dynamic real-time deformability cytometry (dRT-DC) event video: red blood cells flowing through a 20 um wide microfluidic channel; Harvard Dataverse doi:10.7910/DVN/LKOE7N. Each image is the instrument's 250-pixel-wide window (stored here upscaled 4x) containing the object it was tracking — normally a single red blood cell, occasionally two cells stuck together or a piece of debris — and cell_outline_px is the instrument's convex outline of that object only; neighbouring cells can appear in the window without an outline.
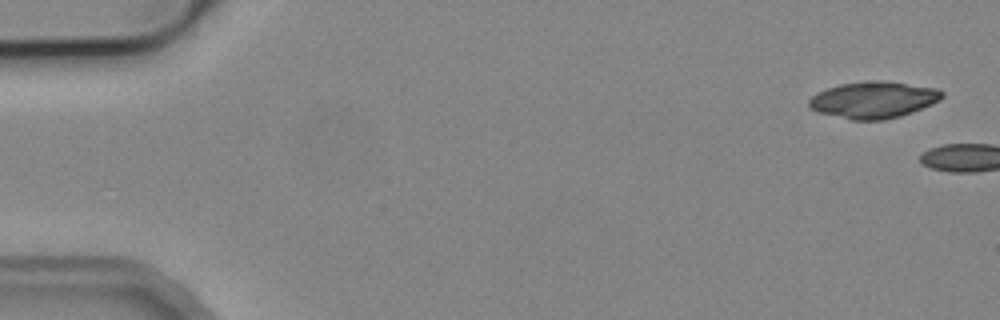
{"species": "common noctule bat (a hibernating species)", "species_latin": "Nyctalus noctula", "temperature_condition": "cold", "stored_images_in_passage": 2, "camera_frame_rate_fps": 3000, "um_per_image_px": 0.085, "animal": {"sex": "male", "body_mass_g": 19.2, "forearm_length_mm": 51.8}, "frame": {"image": 1, "passage_image": 1, "time_ms": 0.0, "image_size_px": [1000, 320], "cell_outline_px": [[944, 96], [940, 100], [932, 104], [912, 112], [900, 116], [884, 120], [852, 120], [816, 112], [808, 108], [808, 100], [812, 96], [828, 88], [840, 84], [864, 80], [880, 80], [936, 88], [944, 92]], "centroid_in_image_um": [74.23, 8.49], "position_along_channel_um": 10.8, "area_um2": 28.55}}